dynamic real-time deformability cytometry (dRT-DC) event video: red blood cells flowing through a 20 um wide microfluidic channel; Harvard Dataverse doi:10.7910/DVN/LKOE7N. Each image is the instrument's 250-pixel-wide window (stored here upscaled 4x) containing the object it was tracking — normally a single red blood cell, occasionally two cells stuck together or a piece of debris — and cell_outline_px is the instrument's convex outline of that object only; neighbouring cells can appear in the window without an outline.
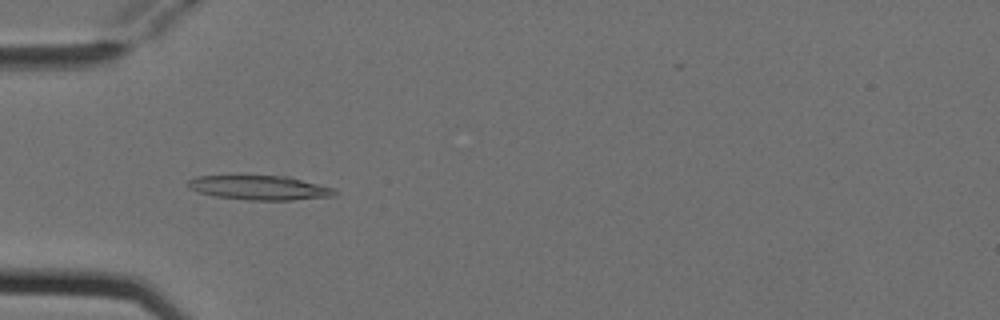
{"species": "Egyptian fruit bat (a non-hibernating species)", "species_latin": "Rousettus aegyptiacus", "temperature_condition": "cold", "stored_images_in_passage": 6, "camera_frame_rate_fps": 3000, "um_per_image_px": 0.085, "animal": {"sex": "female"}, "frame": {"image": 1, "passage_image": 4, "time_ms": 1.0, "image_size_px": [1000, 320], "cell_outline_px": [[336, 196], [292, 200], [248, 200], [216, 196], [200, 192], [188, 188], [184, 184], [188, 180], [196, 176], [288, 176], [336, 188]], "centroid_in_image_um": [22.09, 15.95], "position_along_channel_um": 62.9, "area_um2": 20.92}}
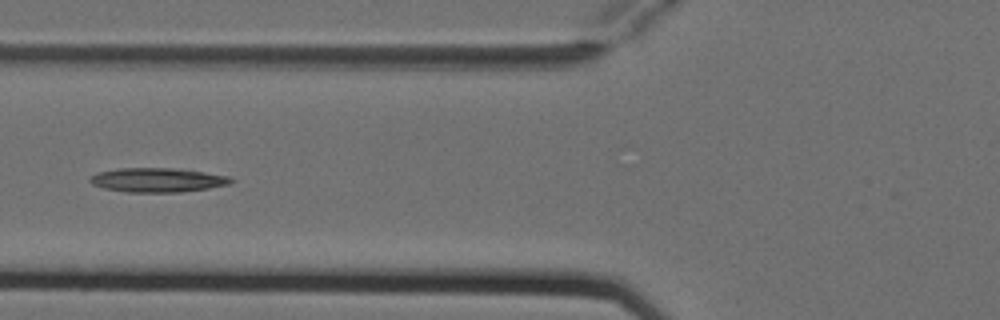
{"frame": {"image": 2, "passage_image": 5, "time_ms": 1.333, "image_size_px": [1000, 320], "cell_outline_px": [[236, 180], [228, 184], [208, 188], [180, 192], [128, 192], [104, 188], [92, 184], [88, 180], [96, 172], [120, 168], [172, 168], [228, 176]], "centroid_in_image_um": [13.35, 15.3], "position_along_channel_um": 112.5, "area_um2": 19.65}}
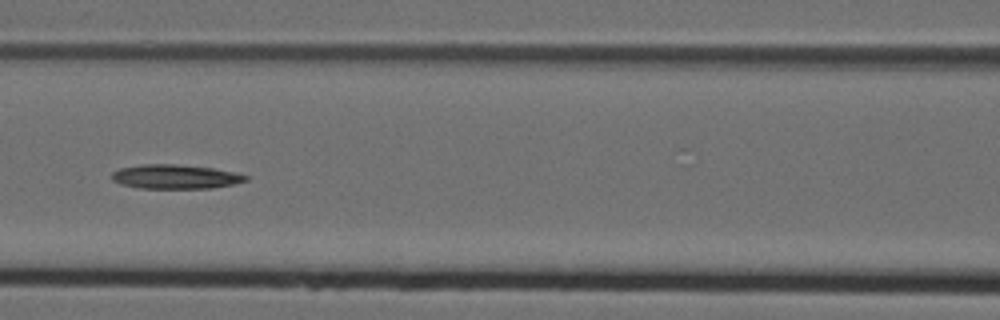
{"frame": {"image": 3, "passage_image": 6, "time_ms": 1.667, "image_size_px": [1000, 320], "cell_outline_px": [[248, 180], [232, 184], [212, 188], [140, 188], [120, 184], [112, 180], [112, 172], [120, 168], [144, 164], [176, 164], [212, 168], [232, 172], [248, 176]], "centroid_in_image_um": [14.87, 15.02], "position_along_channel_um": 151.7, "area_um2": 18.73}}